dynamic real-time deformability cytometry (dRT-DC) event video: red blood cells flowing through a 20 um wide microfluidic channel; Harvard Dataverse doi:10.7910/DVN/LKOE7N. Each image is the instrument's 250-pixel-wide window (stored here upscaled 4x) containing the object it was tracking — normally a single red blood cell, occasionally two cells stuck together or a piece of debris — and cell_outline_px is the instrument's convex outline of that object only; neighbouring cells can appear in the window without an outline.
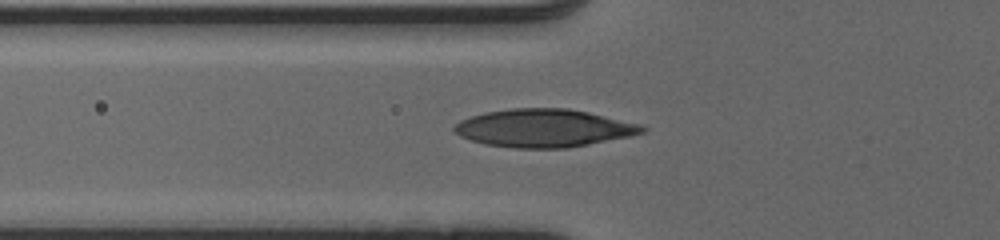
{"species": "human", "species_latin": "Homo sapiens", "temperature_condition": "cold", "stored_images_in_passage": 33, "camera_frame_rate_fps": 3000, "um_per_image_px": 0.085, "donor": {"sex": "male"}, "frame": {"image": 1, "passage_image": 2, "time_ms": 0.333, "image_size_px": [1000, 240], "cell_outline_px": [[648, 128], [644, 132], [632, 136], [568, 148], [516, 148], [484, 144], [460, 136], [452, 128], [460, 120], [484, 112], [512, 108], [568, 108], [588, 112], [640, 124]], "centroid_in_image_um": [46.24, 10.89], "position_along_channel_um": 79.6, "area_um2": 41.56}}
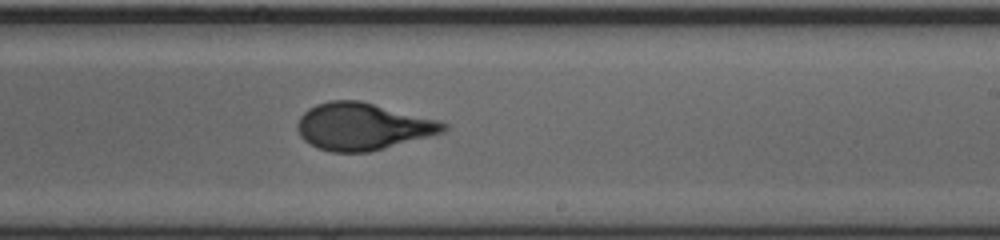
{"frame": {"image": 2, "passage_image": 15, "time_ms": 4.667, "image_size_px": [1000, 240], "cell_outline_px": [[448, 128], [444, 132], [384, 148], [368, 152], [332, 152], [316, 148], [304, 140], [300, 136], [296, 128], [296, 124], [300, 116], [308, 108], [316, 104], [332, 100], [360, 100], [440, 120], [448, 124]], "centroid_in_image_um": [30.81, 10.74], "position_along_channel_um": 258.2, "area_um2": 40.23}}
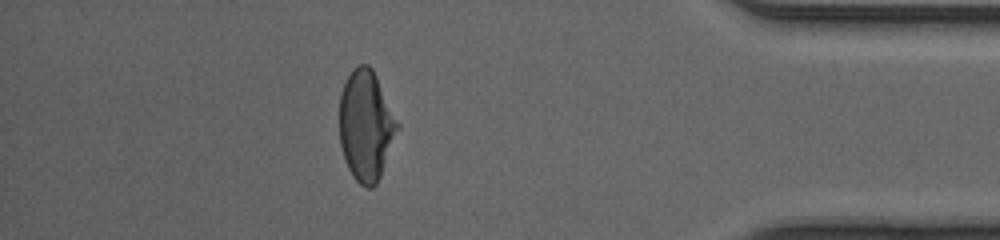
{"frame": {"image": 3, "passage_image": 28, "time_ms": 9.0, "image_size_px": [1000, 240], "cell_outline_px": [[400, 128], [380, 176], [376, 184], [372, 188], [368, 188], [360, 184], [352, 176], [348, 168], [340, 144], [340, 92], [348, 76], [360, 64], [368, 64], [372, 68], [400, 124]], "centroid_in_image_um": [31.13, 10.69], "position_along_channel_um": 404.1, "area_um2": 37.17}, "authors_computed_cell_mechanics": {"area_um2": 39.4196, "velocity_mm_per_s": 4.1248, "shape_relaxation_time_tau1_ms": 8.4037, "shape_relaxation_time_tau2_ms": null, "deformation_change_tau1": 0.3044, "deformation_change_tau2": null}}